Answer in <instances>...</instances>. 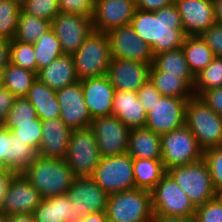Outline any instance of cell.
<instances>
[{
  "instance_id": "obj_1",
  "label": "cell",
  "mask_w": 222,
  "mask_h": 222,
  "mask_svg": "<svg viewBox=\"0 0 222 222\" xmlns=\"http://www.w3.org/2000/svg\"><path fill=\"white\" fill-rule=\"evenodd\" d=\"M130 26L151 47L154 56L181 48L186 36L175 3L156 11L136 9Z\"/></svg>"
},
{
  "instance_id": "obj_2",
  "label": "cell",
  "mask_w": 222,
  "mask_h": 222,
  "mask_svg": "<svg viewBox=\"0 0 222 222\" xmlns=\"http://www.w3.org/2000/svg\"><path fill=\"white\" fill-rule=\"evenodd\" d=\"M22 175L43 198L67 194L75 176L64 159L38 156Z\"/></svg>"
},
{
  "instance_id": "obj_3",
  "label": "cell",
  "mask_w": 222,
  "mask_h": 222,
  "mask_svg": "<svg viewBox=\"0 0 222 222\" xmlns=\"http://www.w3.org/2000/svg\"><path fill=\"white\" fill-rule=\"evenodd\" d=\"M185 125L203 151L222 147V116L210 108L200 96L193 95L188 99Z\"/></svg>"
},
{
  "instance_id": "obj_4",
  "label": "cell",
  "mask_w": 222,
  "mask_h": 222,
  "mask_svg": "<svg viewBox=\"0 0 222 222\" xmlns=\"http://www.w3.org/2000/svg\"><path fill=\"white\" fill-rule=\"evenodd\" d=\"M106 215L108 222H151V191L133 188L109 195Z\"/></svg>"
},
{
  "instance_id": "obj_5",
  "label": "cell",
  "mask_w": 222,
  "mask_h": 222,
  "mask_svg": "<svg viewBox=\"0 0 222 222\" xmlns=\"http://www.w3.org/2000/svg\"><path fill=\"white\" fill-rule=\"evenodd\" d=\"M72 56L79 80L105 76L112 59L107 33L93 31Z\"/></svg>"
},
{
  "instance_id": "obj_6",
  "label": "cell",
  "mask_w": 222,
  "mask_h": 222,
  "mask_svg": "<svg viewBox=\"0 0 222 222\" xmlns=\"http://www.w3.org/2000/svg\"><path fill=\"white\" fill-rule=\"evenodd\" d=\"M101 156L90 127L72 129L67 154L64 158L77 177H92Z\"/></svg>"
},
{
  "instance_id": "obj_7",
  "label": "cell",
  "mask_w": 222,
  "mask_h": 222,
  "mask_svg": "<svg viewBox=\"0 0 222 222\" xmlns=\"http://www.w3.org/2000/svg\"><path fill=\"white\" fill-rule=\"evenodd\" d=\"M167 173L189 197L195 207L217 196L210 176L207 163L202 159L198 162L177 166Z\"/></svg>"
},
{
  "instance_id": "obj_8",
  "label": "cell",
  "mask_w": 222,
  "mask_h": 222,
  "mask_svg": "<svg viewBox=\"0 0 222 222\" xmlns=\"http://www.w3.org/2000/svg\"><path fill=\"white\" fill-rule=\"evenodd\" d=\"M161 152L166 171L203 159V150L186 125L161 135Z\"/></svg>"
},
{
  "instance_id": "obj_9",
  "label": "cell",
  "mask_w": 222,
  "mask_h": 222,
  "mask_svg": "<svg viewBox=\"0 0 222 222\" xmlns=\"http://www.w3.org/2000/svg\"><path fill=\"white\" fill-rule=\"evenodd\" d=\"M153 215L164 217H194L196 207L189 197L166 173L151 190Z\"/></svg>"
},
{
  "instance_id": "obj_10",
  "label": "cell",
  "mask_w": 222,
  "mask_h": 222,
  "mask_svg": "<svg viewBox=\"0 0 222 222\" xmlns=\"http://www.w3.org/2000/svg\"><path fill=\"white\" fill-rule=\"evenodd\" d=\"M92 178L108 195L133 189V159L127 153L103 157Z\"/></svg>"
},
{
  "instance_id": "obj_11",
  "label": "cell",
  "mask_w": 222,
  "mask_h": 222,
  "mask_svg": "<svg viewBox=\"0 0 222 222\" xmlns=\"http://www.w3.org/2000/svg\"><path fill=\"white\" fill-rule=\"evenodd\" d=\"M90 129L101 158L127 153L130 129L115 115L92 119Z\"/></svg>"
},
{
  "instance_id": "obj_12",
  "label": "cell",
  "mask_w": 222,
  "mask_h": 222,
  "mask_svg": "<svg viewBox=\"0 0 222 222\" xmlns=\"http://www.w3.org/2000/svg\"><path fill=\"white\" fill-rule=\"evenodd\" d=\"M51 29L58 37L63 53L68 55H73L94 31L91 18L62 12L52 19Z\"/></svg>"
},
{
  "instance_id": "obj_13",
  "label": "cell",
  "mask_w": 222,
  "mask_h": 222,
  "mask_svg": "<svg viewBox=\"0 0 222 222\" xmlns=\"http://www.w3.org/2000/svg\"><path fill=\"white\" fill-rule=\"evenodd\" d=\"M188 99L162 96L147 112L145 127L159 135L183 127Z\"/></svg>"
},
{
  "instance_id": "obj_14",
  "label": "cell",
  "mask_w": 222,
  "mask_h": 222,
  "mask_svg": "<svg viewBox=\"0 0 222 222\" xmlns=\"http://www.w3.org/2000/svg\"><path fill=\"white\" fill-rule=\"evenodd\" d=\"M111 58L139 61L144 64H153L154 55L151 47L145 43L130 25L110 30Z\"/></svg>"
},
{
  "instance_id": "obj_15",
  "label": "cell",
  "mask_w": 222,
  "mask_h": 222,
  "mask_svg": "<svg viewBox=\"0 0 222 222\" xmlns=\"http://www.w3.org/2000/svg\"><path fill=\"white\" fill-rule=\"evenodd\" d=\"M135 11V0H95L93 29L108 33L112 29L130 25Z\"/></svg>"
},
{
  "instance_id": "obj_16",
  "label": "cell",
  "mask_w": 222,
  "mask_h": 222,
  "mask_svg": "<svg viewBox=\"0 0 222 222\" xmlns=\"http://www.w3.org/2000/svg\"><path fill=\"white\" fill-rule=\"evenodd\" d=\"M67 196L74 203L75 213L81 218L90 213L106 211L109 197L92 177L75 178Z\"/></svg>"
},
{
  "instance_id": "obj_17",
  "label": "cell",
  "mask_w": 222,
  "mask_h": 222,
  "mask_svg": "<svg viewBox=\"0 0 222 222\" xmlns=\"http://www.w3.org/2000/svg\"><path fill=\"white\" fill-rule=\"evenodd\" d=\"M60 105V118L70 129L90 126L92 118L87 110L81 82L56 91Z\"/></svg>"
},
{
  "instance_id": "obj_18",
  "label": "cell",
  "mask_w": 222,
  "mask_h": 222,
  "mask_svg": "<svg viewBox=\"0 0 222 222\" xmlns=\"http://www.w3.org/2000/svg\"><path fill=\"white\" fill-rule=\"evenodd\" d=\"M150 67L139 61L112 58L106 76L116 91L137 92L149 80Z\"/></svg>"
},
{
  "instance_id": "obj_19",
  "label": "cell",
  "mask_w": 222,
  "mask_h": 222,
  "mask_svg": "<svg viewBox=\"0 0 222 222\" xmlns=\"http://www.w3.org/2000/svg\"><path fill=\"white\" fill-rule=\"evenodd\" d=\"M186 36H200L216 23L212 0H175Z\"/></svg>"
},
{
  "instance_id": "obj_20",
  "label": "cell",
  "mask_w": 222,
  "mask_h": 222,
  "mask_svg": "<svg viewBox=\"0 0 222 222\" xmlns=\"http://www.w3.org/2000/svg\"><path fill=\"white\" fill-rule=\"evenodd\" d=\"M42 199L25 176L17 173L10 181L4 196L2 212L7 216L15 213H34Z\"/></svg>"
},
{
  "instance_id": "obj_21",
  "label": "cell",
  "mask_w": 222,
  "mask_h": 222,
  "mask_svg": "<svg viewBox=\"0 0 222 222\" xmlns=\"http://www.w3.org/2000/svg\"><path fill=\"white\" fill-rule=\"evenodd\" d=\"M87 110L92 119L112 115L115 88L108 77L80 80Z\"/></svg>"
},
{
  "instance_id": "obj_22",
  "label": "cell",
  "mask_w": 222,
  "mask_h": 222,
  "mask_svg": "<svg viewBox=\"0 0 222 222\" xmlns=\"http://www.w3.org/2000/svg\"><path fill=\"white\" fill-rule=\"evenodd\" d=\"M38 151L14 136L11 131L0 126V161L9 170L22 173L36 158Z\"/></svg>"
},
{
  "instance_id": "obj_23",
  "label": "cell",
  "mask_w": 222,
  "mask_h": 222,
  "mask_svg": "<svg viewBox=\"0 0 222 222\" xmlns=\"http://www.w3.org/2000/svg\"><path fill=\"white\" fill-rule=\"evenodd\" d=\"M71 130L61 118L42 121V139L38 156L64 159L68 151Z\"/></svg>"
},
{
  "instance_id": "obj_24",
  "label": "cell",
  "mask_w": 222,
  "mask_h": 222,
  "mask_svg": "<svg viewBox=\"0 0 222 222\" xmlns=\"http://www.w3.org/2000/svg\"><path fill=\"white\" fill-rule=\"evenodd\" d=\"M112 114L129 129L146 126L147 112L138 99L137 92L115 91Z\"/></svg>"
},
{
  "instance_id": "obj_25",
  "label": "cell",
  "mask_w": 222,
  "mask_h": 222,
  "mask_svg": "<svg viewBox=\"0 0 222 222\" xmlns=\"http://www.w3.org/2000/svg\"><path fill=\"white\" fill-rule=\"evenodd\" d=\"M67 194L43 198L34 211L35 222H80Z\"/></svg>"
},
{
  "instance_id": "obj_26",
  "label": "cell",
  "mask_w": 222,
  "mask_h": 222,
  "mask_svg": "<svg viewBox=\"0 0 222 222\" xmlns=\"http://www.w3.org/2000/svg\"><path fill=\"white\" fill-rule=\"evenodd\" d=\"M37 78L55 91L80 81L75 71L73 56L68 54L59 56L40 69Z\"/></svg>"
},
{
  "instance_id": "obj_27",
  "label": "cell",
  "mask_w": 222,
  "mask_h": 222,
  "mask_svg": "<svg viewBox=\"0 0 222 222\" xmlns=\"http://www.w3.org/2000/svg\"><path fill=\"white\" fill-rule=\"evenodd\" d=\"M127 154L132 159L162 160L161 135L150 129H130Z\"/></svg>"
},
{
  "instance_id": "obj_28",
  "label": "cell",
  "mask_w": 222,
  "mask_h": 222,
  "mask_svg": "<svg viewBox=\"0 0 222 222\" xmlns=\"http://www.w3.org/2000/svg\"><path fill=\"white\" fill-rule=\"evenodd\" d=\"M26 98L36 109L37 116L42 121L60 118V105L56 91L41 82L38 78L32 84Z\"/></svg>"
},
{
  "instance_id": "obj_29",
  "label": "cell",
  "mask_w": 222,
  "mask_h": 222,
  "mask_svg": "<svg viewBox=\"0 0 222 222\" xmlns=\"http://www.w3.org/2000/svg\"><path fill=\"white\" fill-rule=\"evenodd\" d=\"M149 80L162 96L190 98L193 88L180 76L160 71L154 64L149 70Z\"/></svg>"
},
{
  "instance_id": "obj_30",
  "label": "cell",
  "mask_w": 222,
  "mask_h": 222,
  "mask_svg": "<svg viewBox=\"0 0 222 222\" xmlns=\"http://www.w3.org/2000/svg\"><path fill=\"white\" fill-rule=\"evenodd\" d=\"M153 64L160 71H165L167 74L182 77L193 88L195 76L189 68L182 48L169 50L155 55Z\"/></svg>"
},
{
  "instance_id": "obj_31",
  "label": "cell",
  "mask_w": 222,
  "mask_h": 222,
  "mask_svg": "<svg viewBox=\"0 0 222 222\" xmlns=\"http://www.w3.org/2000/svg\"><path fill=\"white\" fill-rule=\"evenodd\" d=\"M181 48L194 76H197L215 57L201 36H185Z\"/></svg>"
},
{
  "instance_id": "obj_32",
  "label": "cell",
  "mask_w": 222,
  "mask_h": 222,
  "mask_svg": "<svg viewBox=\"0 0 222 222\" xmlns=\"http://www.w3.org/2000/svg\"><path fill=\"white\" fill-rule=\"evenodd\" d=\"M135 188L151 191L167 173L162 160L133 159Z\"/></svg>"
},
{
  "instance_id": "obj_33",
  "label": "cell",
  "mask_w": 222,
  "mask_h": 222,
  "mask_svg": "<svg viewBox=\"0 0 222 222\" xmlns=\"http://www.w3.org/2000/svg\"><path fill=\"white\" fill-rule=\"evenodd\" d=\"M37 79V74L30 70L9 63L2 71V85L16 98L26 97Z\"/></svg>"
},
{
  "instance_id": "obj_34",
  "label": "cell",
  "mask_w": 222,
  "mask_h": 222,
  "mask_svg": "<svg viewBox=\"0 0 222 222\" xmlns=\"http://www.w3.org/2000/svg\"><path fill=\"white\" fill-rule=\"evenodd\" d=\"M50 28V21L30 15L21 9L14 40L34 44Z\"/></svg>"
},
{
  "instance_id": "obj_35",
  "label": "cell",
  "mask_w": 222,
  "mask_h": 222,
  "mask_svg": "<svg viewBox=\"0 0 222 222\" xmlns=\"http://www.w3.org/2000/svg\"><path fill=\"white\" fill-rule=\"evenodd\" d=\"M33 47L37 62V73L64 54L60 41L51 28L33 44Z\"/></svg>"
},
{
  "instance_id": "obj_36",
  "label": "cell",
  "mask_w": 222,
  "mask_h": 222,
  "mask_svg": "<svg viewBox=\"0 0 222 222\" xmlns=\"http://www.w3.org/2000/svg\"><path fill=\"white\" fill-rule=\"evenodd\" d=\"M222 87V57H214L212 61L195 76L193 94L200 96L203 92Z\"/></svg>"
},
{
  "instance_id": "obj_37",
  "label": "cell",
  "mask_w": 222,
  "mask_h": 222,
  "mask_svg": "<svg viewBox=\"0 0 222 222\" xmlns=\"http://www.w3.org/2000/svg\"><path fill=\"white\" fill-rule=\"evenodd\" d=\"M3 126L18 139L38 151L42 139V120L40 118L25 123H4Z\"/></svg>"
},
{
  "instance_id": "obj_38",
  "label": "cell",
  "mask_w": 222,
  "mask_h": 222,
  "mask_svg": "<svg viewBox=\"0 0 222 222\" xmlns=\"http://www.w3.org/2000/svg\"><path fill=\"white\" fill-rule=\"evenodd\" d=\"M21 7L12 0H0V38L13 40Z\"/></svg>"
},
{
  "instance_id": "obj_39",
  "label": "cell",
  "mask_w": 222,
  "mask_h": 222,
  "mask_svg": "<svg viewBox=\"0 0 222 222\" xmlns=\"http://www.w3.org/2000/svg\"><path fill=\"white\" fill-rule=\"evenodd\" d=\"M10 63L37 74V62L33 44L11 40Z\"/></svg>"
},
{
  "instance_id": "obj_40",
  "label": "cell",
  "mask_w": 222,
  "mask_h": 222,
  "mask_svg": "<svg viewBox=\"0 0 222 222\" xmlns=\"http://www.w3.org/2000/svg\"><path fill=\"white\" fill-rule=\"evenodd\" d=\"M21 9L50 22L60 12L58 0H28Z\"/></svg>"
},
{
  "instance_id": "obj_41",
  "label": "cell",
  "mask_w": 222,
  "mask_h": 222,
  "mask_svg": "<svg viewBox=\"0 0 222 222\" xmlns=\"http://www.w3.org/2000/svg\"><path fill=\"white\" fill-rule=\"evenodd\" d=\"M203 160L207 163L214 189L222 192V147L203 151Z\"/></svg>"
},
{
  "instance_id": "obj_42",
  "label": "cell",
  "mask_w": 222,
  "mask_h": 222,
  "mask_svg": "<svg viewBox=\"0 0 222 222\" xmlns=\"http://www.w3.org/2000/svg\"><path fill=\"white\" fill-rule=\"evenodd\" d=\"M36 109L26 97L15 98L4 123H25L37 119Z\"/></svg>"
},
{
  "instance_id": "obj_43",
  "label": "cell",
  "mask_w": 222,
  "mask_h": 222,
  "mask_svg": "<svg viewBox=\"0 0 222 222\" xmlns=\"http://www.w3.org/2000/svg\"><path fill=\"white\" fill-rule=\"evenodd\" d=\"M195 222H222V200L216 197L196 207Z\"/></svg>"
},
{
  "instance_id": "obj_44",
  "label": "cell",
  "mask_w": 222,
  "mask_h": 222,
  "mask_svg": "<svg viewBox=\"0 0 222 222\" xmlns=\"http://www.w3.org/2000/svg\"><path fill=\"white\" fill-rule=\"evenodd\" d=\"M62 13L83 15L93 18L95 0H58Z\"/></svg>"
},
{
  "instance_id": "obj_45",
  "label": "cell",
  "mask_w": 222,
  "mask_h": 222,
  "mask_svg": "<svg viewBox=\"0 0 222 222\" xmlns=\"http://www.w3.org/2000/svg\"><path fill=\"white\" fill-rule=\"evenodd\" d=\"M200 36L214 56L222 57V25L215 23Z\"/></svg>"
},
{
  "instance_id": "obj_46",
  "label": "cell",
  "mask_w": 222,
  "mask_h": 222,
  "mask_svg": "<svg viewBox=\"0 0 222 222\" xmlns=\"http://www.w3.org/2000/svg\"><path fill=\"white\" fill-rule=\"evenodd\" d=\"M137 96L146 112H149L152 106L162 97L150 80L140 87L137 91Z\"/></svg>"
},
{
  "instance_id": "obj_47",
  "label": "cell",
  "mask_w": 222,
  "mask_h": 222,
  "mask_svg": "<svg viewBox=\"0 0 222 222\" xmlns=\"http://www.w3.org/2000/svg\"><path fill=\"white\" fill-rule=\"evenodd\" d=\"M200 97L218 115L222 116V87L207 90Z\"/></svg>"
},
{
  "instance_id": "obj_48",
  "label": "cell",
  "mask_w": 222,
  "mask_h": 222,
  "mask_svg": "<svg viewBox=\"0 0 222 222\" xmlns=\"http://www.w3.org/2000/svg\"><path fill=\"white\" fill-rule=\"evenodd\" d=\"M15 98L16 97L7 88L3 85L0 86V126H3Z\"/></svg>"
},
{
  "instance_id": "obj_49",
  "label": "cell",
  "mask_w": 222,
  "mask_h": 222,
  "mask_svg": "<svg viewBox=\"0 0 222 222\" xmlns=\"http://www.w3.org/2000/svg\"><path fill=\"white\" fill-rule=\"evenodd\" d=\"M136 9L156 11L174 3V0H135Z\"/></svg>"
},
{
  "instance_id": "obj_50",
  "label": "cell",
  "mask_w": 222,
  "mask_h": 222,
  "mask_svg": "<svg viewBox=\"0 0 222 222\" xmlns=\"http://www.w3.org/2000/svg\"><path fill=\"white\" fill-rule=\"evenodd\" d=\"M16 174V172L9 169L6 172L0 174V212H2L4 196L7 192L10 181Z\"/></svg>"
},
{
  "instance_id": "obj_51",
  "label": "cell",
  "mask_w": 222,
  "mask_h": 222,
  "mask_svg": "<svg viewBox=\"0 0 222 222\" xmlns=\"http://www.w3.org/2000/svg\"><path fill=\"white\" fill-rule=\"evenodd\" d=\"M10 63V41L0 38V71Z\"/></svg>"
},
{
  "instance_id": "obj_52",
  "label": "cell",
  "mask_w": 222,
  "mask_h": 222,
  "mask_svg": "<svg viewBox=\"0 0 222 222\" xmlns=\"http://www.w3.org/2000/svg\"><path fill=\"white\" fill-rule=\"evenodd\" d=\"M7 222H35L33 213H15L7 216Z\"/></svg>"
},
{
  "instance_id": "obj_53",
  "label": "cell",
  "mask_w": 222,
  "mask_h": 222,
  "mask_svg": "<svg viewBox=\"0 0 222 222\" xmlns=\"http://www.w3.org/2000/svg\"><path fill=\"white\" fill-rule=\"evenodd\" d=\"M151 222H195L194 217H164L153 215Z\"/></svg>"
},
{
  "instance_id": "obj_54",
  "label": "cell",
  "mask_w": 222,
  "mask_h": 222,
  "mask_svg": "<svg viewBox=\"0 0 222 222\" xmlns=\"http://www.w3.org/2000/svg\"><path fill=\"white\" fill-rule=\"evenodd\" d=\"M80 222H108L106 211L90 213L83 217Z\"/></svg>"
},
{
  "instance_id": "obj_55",
  "label": "cell",
  "mask_w": 222,
  "mask_h": 222,
  "mask_svg": "<svg viewBox=\"0 0 222 222\" xmlns=\"http://www.w3.org/2000/svg\"><path fill=\"white\" fill-rule=\"evenodd\" d=\"M216 23L222 25V0H212Z\"/></svg>"
},
{
  "instance_id": "obj_56",
  "label": "cell",
  "mask_w": 222,
  "mask_h": 222,
  "mask_svg": "<svg viewBox=\"0 0 222 222\" xmlns=\"http://www.w3.org/2000/svg\"><path fill=\"white\" fill-rule=\"evenodd\" d=\"M7 170V166L2 161H0V174L6 172Z\"/></svg>"
},
{
  "instance_id": "obj_57",
  "label": "cell",
  "mask_w": 222,
  "mask_h": 222,
  "mask_svg": "<svg viewBox=\"0 0 222 222\" xmlns=\"http://www.w3.org/2000/svg\"><path fill=\"white\" fill-rule=\"evenodd\" d=\"M14 3L22 7L28 0H12Z\"/></svg>"
},
{
  "instance_id": "obj_58",
  "label": "cell",
  "mask_w": 222,
  "mask_h": 222,
  "mask_svg": "<svg viewBox=\"0 0 222 222\" xmlns=\"http://www.w3.org/2000/svg\"><path fill=\"white\" fill-rule=\"evenodd\" d=\"M0 222H7V215L0 212Z\"/></svg>"
},
{
  "instance_id": "obj_59",
  "label": "cell",
  "mask_w": 222,
  "mask_h": 222,
  "mask_svg": "<svg viewBox=\"0 0 222 222\" xmlns=\"http://www.w3.org/2000/svg\"><path fill=\"white\" fill-rule=\"evenodd\" d=\"M2 85V71H0V86Z\"/></svg>"
},
{
  "instance_id": "obj_60",
  "label": "cell",
  "mask_w": 222,
  "mask_h": 222,
  "mask_svg": "<svg viewBox=\"0 0 222 222\" xmlns=\"http://www.w3.org/2000/svg\"><path fill=\"white\" fill-rule=\"evenodd\" d=\"M217 195H218V196L220 197V199L222 200V192L218 193Z\"/></svg>"
}]
</instances>
